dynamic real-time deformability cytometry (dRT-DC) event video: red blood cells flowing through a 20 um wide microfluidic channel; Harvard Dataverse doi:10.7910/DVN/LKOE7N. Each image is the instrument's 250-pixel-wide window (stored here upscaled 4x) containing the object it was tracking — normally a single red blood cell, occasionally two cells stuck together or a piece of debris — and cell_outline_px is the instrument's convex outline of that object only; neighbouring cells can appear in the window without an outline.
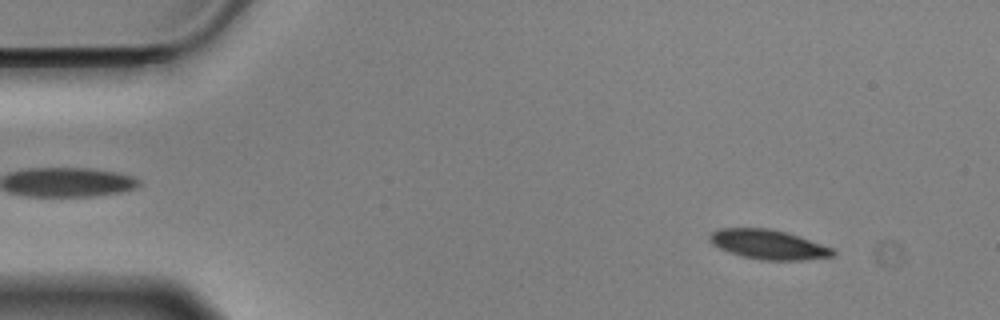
{"species": "Egyptian fruit bat (a non-hibernating species)", "species_latin": "Rousettus aegyptiacus", "temperature_condition": "cold", "stored_images_in_passage": 57, "camera_frame_rate_fps": 3000, "um_per_image_px": 0.085, "animal": {"sex": "male"}, "frame": {"image": 1, "passage_image": 6, "time_ms": 1.667, "image_size_px": [1000, 320], "cell_outline_px": [[836, 252], [832, 256], [800, 260], [760, 260], [740, 256], [728, 252], [712, 244], [708, 240], [708, 236], [712, 232], [720, 228], [768, 228], [800, 236], [832, 248]], "centroid_in_image_um": [65.26, 20.78], "position_along_channel_um": 19.7, "area_um2": 21.15}}
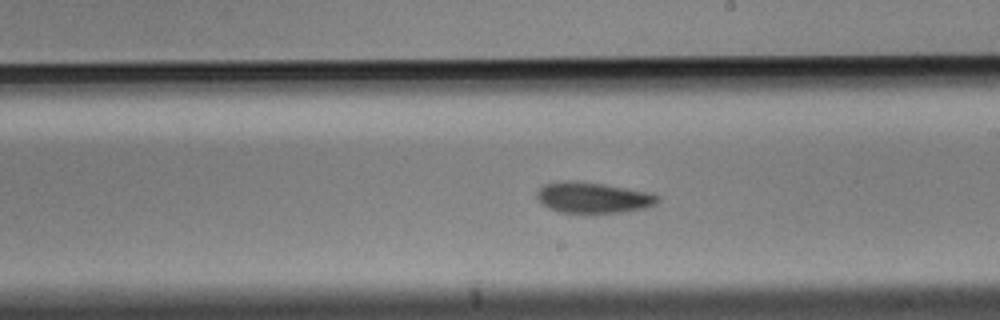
{"frame": {"image": 2, "passage_image": 32, "time_ms": 10.333, "image_size_px": [1000, 320], "cell_outline_px": [[660, 200], [656, 204], [644, 208], [620, 212], [560, 212], [548, 208], [536, 196], [536, 192], [544, 184], [560, 180], [576, 180], [604, 184], [652, 192], [660, 196]], "centroid_in_image_um": [50.43, 16.77], "position_along_channel_um": 238.6, "area_um2": 21.79}}
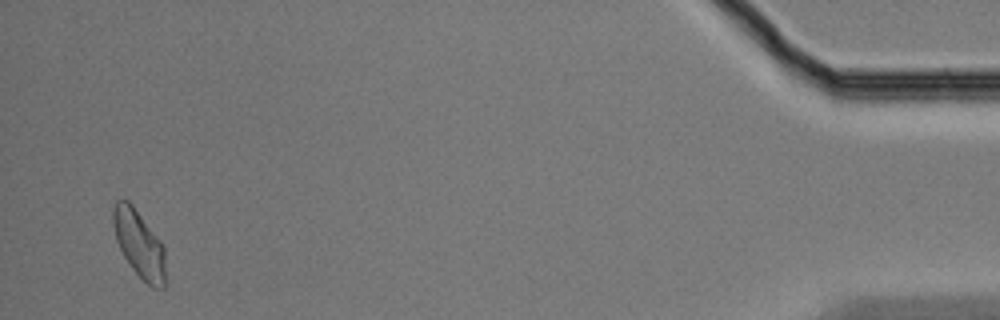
{"frame": {"image": 3, "passage_image": 55, "time_ms": 18.0, "image_size_px": [1000, 320], "cell_outline_px": [[164, 288], [152, 288], [132, 268], [124, 256], [116, 240], [112, 224], [112, 212], [116, 200], [128, 200], [132, 204], [160, 240], [164, 248]], "centroid_in_image_um": [11.8, 20.71], "position_along_channel_um": 423.4, "area_um2": 20.23}, "authors_computed_cell_mechanics": {"area_um2": 21.1548, "velocity_mm_per_s": 3.4971, "shape_relaxation_time_tau1_ms": 4.5858, "shape_relaxation_time_tau2_ms": null, "deformation_change_tau1": 0.0833, "deformation_change_tau2": null}}